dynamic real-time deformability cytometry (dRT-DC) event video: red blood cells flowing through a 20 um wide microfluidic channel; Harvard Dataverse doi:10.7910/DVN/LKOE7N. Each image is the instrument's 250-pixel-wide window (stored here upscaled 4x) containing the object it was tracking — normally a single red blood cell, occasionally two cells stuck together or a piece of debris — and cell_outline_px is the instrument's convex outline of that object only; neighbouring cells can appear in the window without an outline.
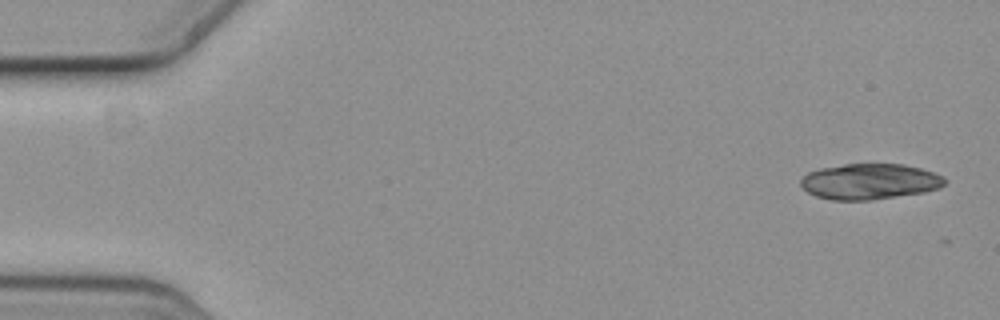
{"species": "common noctule bat (a hibernating species)", "species_latin": "Nyctalus noctula", "temperature_condition": "cold", "stored_images_in_passage": 5, "camera_frame_rate_fps": 3000, "um_per_image_px": 0.085, "animal": {"sex": "female", "body_mass_g": 19.3, "forearm_length_mm": 54.1}, "frame": {"image": 1, "passage_image": 1, "time_ms": 0.0, "image_size_px": [1000, 320], "cell_outline_px": [[948, 180], [944, 184], [936, 188], [924, 192], [868, 200], [832, 200], [816, 196], [808, 192], [800, 184], [800, 180], [808, 172], [820, 168], [844, 164], [904, 164], [920, 168], [932, 172]], "centroid_in_image_um": [73.89, 15.42], "position_along_channel_um": 11.1, "area_um2": 29.71}}